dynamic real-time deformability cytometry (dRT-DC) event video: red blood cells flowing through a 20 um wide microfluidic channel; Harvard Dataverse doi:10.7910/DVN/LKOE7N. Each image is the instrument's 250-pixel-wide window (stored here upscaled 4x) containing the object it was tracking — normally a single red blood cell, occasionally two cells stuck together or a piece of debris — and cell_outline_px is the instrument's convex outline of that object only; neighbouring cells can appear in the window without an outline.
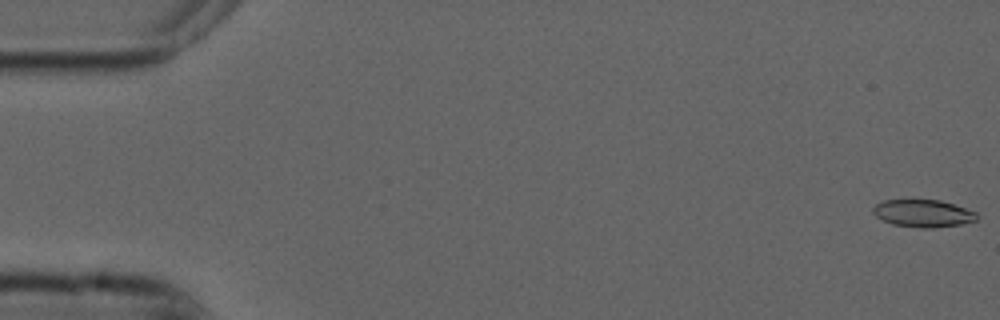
{"species": "common noctule bat (a hibernating species)", "species_latin": "Nyctalus noctula", "temperature_condition": "cold", "stored_images_in_passage": 55, "camera_frame_rate_fps": 3000, "um_per_image_px": 0.085, "animal": {"sex": "male", "forearm_length_mm": 52.5}, "frame": {"image": 1, "passage_image": 1, "time_ms": 0.0, "image_size_px": [1000, 320], "cell_outline_px": [[976, 220], [960, 224], [932, 228], [920, 228], [892, 224], [876, 216], [872, 212], [872, 208], [876, 204], [884, 200], [912, 196], [940, 200], [976, 212]], "centroid_in_image_um": [78.38, 18.08], "position_along_channel_um": 6.6, "area_um2": 17.17}}
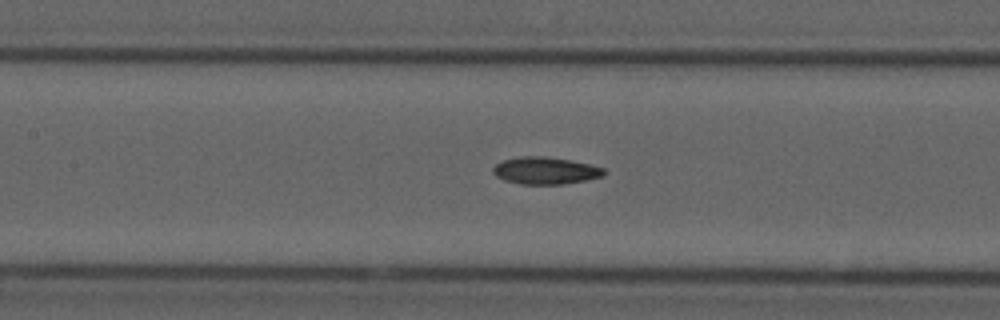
{"frame": {"image": 2, "passage_image": 25, "time_ms": 8.0, "image_size_px": [1000, 320], "cell_outline_px": [[608, 172], [604, 176], [588, 180], [564, 184], [520, 184], [504, 180], [496, 176], [492, 172], [492, 168], [496, 164], [504, 160], [520, 156], [544, 156], [568, 160], [588, 164], [604, 168]], "centroid_in_image_um": [46.37, 14.51], "position_along_channel_um": 161.0, "area_um2": 17.63}}
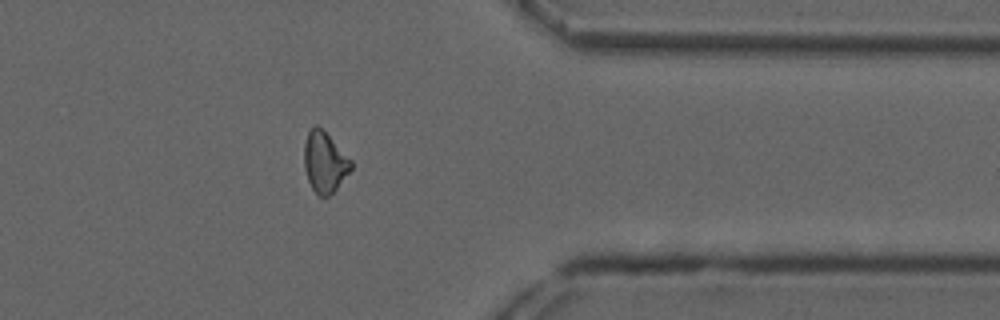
{"frame": {"image": 3, "passage_image": 44, "time_ms": 14.333, "image_size_px": [1000, 320], "cell_outline_px": [[352, 168], [336, 188], [328, 196], [320, 196], [312, 188], [308, 180], [304, 168], [304, 144], [308, 132], [316, 124], [352, 160]], "centroid_in_image_um": [27.58, 13.79], "position_along_channel_um": 383.8, "area_um2": 16.13}, "authors_computed_cell_mechanics": {"area_um2": 17.051, "velocity_mm_per_s": 3.7372, "shape_relaxation_time_tau1_ms": null, "shape_relaxation_time_tau2_ms": 7.5457, "deformation_change_tau1": null, "deformation_change_tau2": 0.1382}}